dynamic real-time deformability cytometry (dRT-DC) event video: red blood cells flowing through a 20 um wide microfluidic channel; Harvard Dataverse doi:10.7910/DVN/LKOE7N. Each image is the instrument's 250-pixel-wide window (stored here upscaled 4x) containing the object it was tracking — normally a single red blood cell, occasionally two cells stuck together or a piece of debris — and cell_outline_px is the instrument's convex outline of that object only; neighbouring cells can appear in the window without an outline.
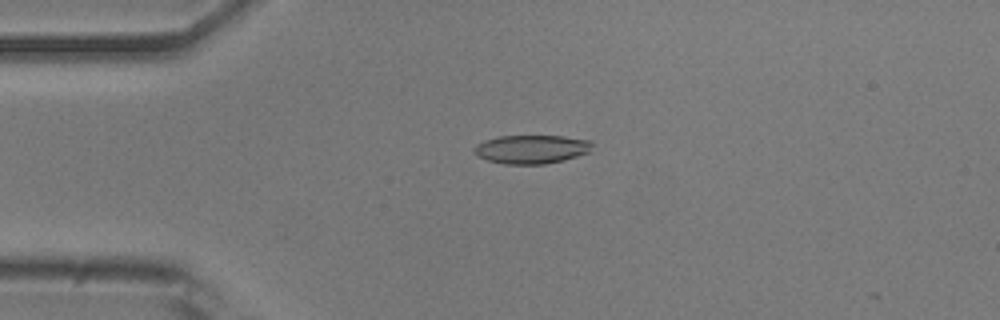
{"species": "common noctule bat (a hibernating species)", "species_latin": "Nyctalus noctula", "temperature_condition": "room temperature", "stored_images_in_passage": 44, "camera_frame_rate_fps": 3000, "um_per_image_px": 0.085, "animal": {"sex": "male", "body_mass_g": 20.5, "forearm_length_mm": 52.5}, "frame": {"image": 1, "passage_image": 4, "time_ms": 1.0, "image_size_px": [1000, 320], "cell_outline_px": [[592, 144], [588, 152], [576, 156], [544, 164], [504, 164], [488, 160], [476, 156], [476, 144], [484, 140], [496, 136], [564, 136], [592, 140]], "centroid_in_image_um": [45.16, 12.67], "position_along_channel_um": 39.8, "area_um2": 19.54}}
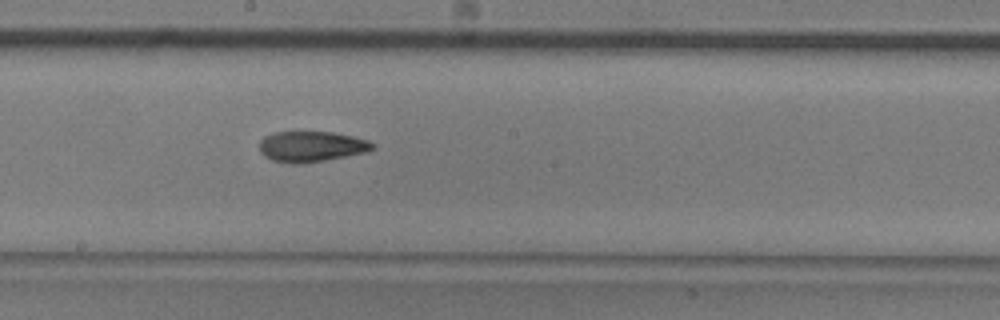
{"frame": {"image": 2, "passage_image": 20, "time_ms": 6.333, "image_size_px": [1000, 320], "cell_outline_px": [[376, 148], [364, 152], [324, 160], [300, 164], [292, 164], [272, 160], [264, 156], [260, 152], [260, 140], [264, 136], [272, 132], [332, 132], [352, 136], [368, 140], [376, 144]], "centroid_in_image_um": [26.44, 12.45], "position_along_channel_um": 221.8, "area_um2": 20.17}}
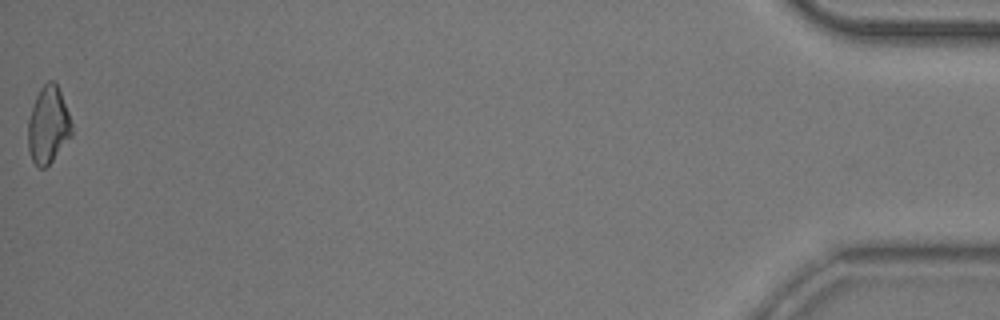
{"frame": {"image": 3, "passage_image": 44, "time_ms": 14.333, "image_size_px": [1000, 320], "cell_outline_px": [[72, 136], [52, 160], [44, 168], [40, 168], [32, 160], [28, 148], [28, 120], [36, 96], [40, 88], [48, 80], [52, 80], [56, 84], [60, 92], [68, 112], [72, 124]], "centroid_in_image_um": [4.09, 10.63], "position_along_channel_um": 431.1, "area_um2": 19.36}, "authors_computed_cell_mechanics": {"area_um2": 19.7965, "velocity_mm_per_s": 3.8686, "shape_relaxation_time_tau1_ms": 4.7479, "shape_relaxation_time_tau2_ms": 3.1171, "deformation_change_tau1": 0.1185, "deformation_change_tau2": 0.0901}}